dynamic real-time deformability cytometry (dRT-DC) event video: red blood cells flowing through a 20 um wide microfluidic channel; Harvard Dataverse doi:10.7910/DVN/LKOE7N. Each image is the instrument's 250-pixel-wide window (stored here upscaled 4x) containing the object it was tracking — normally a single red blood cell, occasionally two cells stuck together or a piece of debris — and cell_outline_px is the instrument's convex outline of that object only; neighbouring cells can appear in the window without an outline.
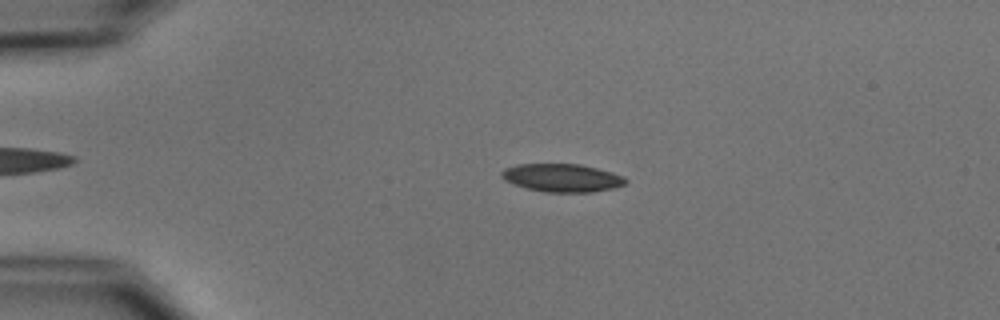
{"species": "common noctule bat (a hibernating species)", "species_latin": "Nyctalus noctula", "temperature_condition": "cold", "stored_images_in_passage": 17, "camera_frame_rate_fps": 3000, "um_per_image_px": 0.085, "animal": {"sex": "male", "body_mass_g": 15.6}, "frame": {"image": 1, "passage_image": 1, "time_ms": 0.0, "image_size_px": [1000, 320], "cell_outline_px": [[628, 180], [624, 184], [616, 188], [592, 192], [544, 192], [528, 188], [504, 180], [500, 176], [500, 172], [504, 168], [516, 164], [580, 164], [612, 172], [624, 176]], "centroid_in_image_um": [47.78, 15.11], "position_along_channel_um": 37.2, "area_um2": 20.35}}
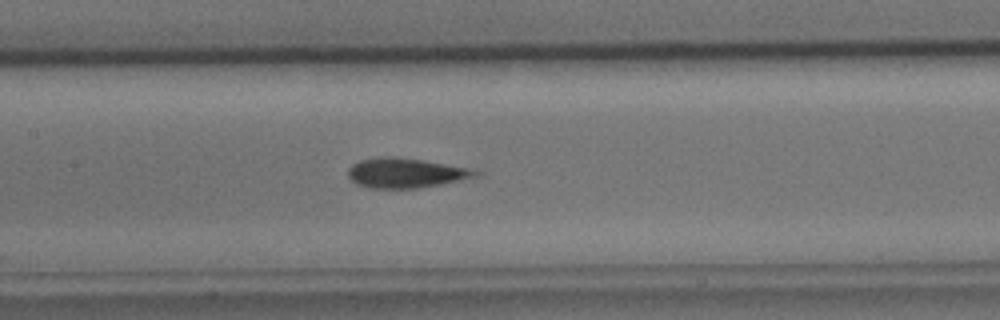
{"frame": {"image": 2, "passage_image": 15, "time_ms": 4.667, "image_size_px": [1000, 320], "cell_outline_px": [[484, 176], [440, 184], [416, 188], [368, 188], [356, 184], [348, 176], [348, 168], [352, 164], [360, 160], [384, 156], [392, 156], [424, 160], [468, 168], [484, 172]], "centroid_in_image_um": [34.53, 14.7], "position_along_channel_um": 172.9, "area_um2": 22.31}}